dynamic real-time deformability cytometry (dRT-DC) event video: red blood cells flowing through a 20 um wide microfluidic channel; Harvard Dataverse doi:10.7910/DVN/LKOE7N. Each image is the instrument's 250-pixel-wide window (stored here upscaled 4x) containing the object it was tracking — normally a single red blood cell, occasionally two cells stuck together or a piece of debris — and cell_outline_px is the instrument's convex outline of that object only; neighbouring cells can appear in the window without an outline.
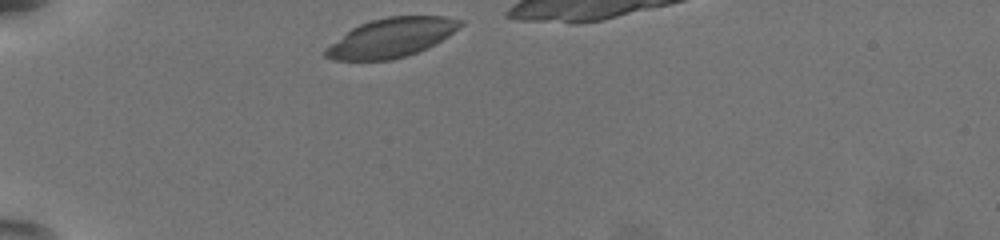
{"species": "common noctule bat (a hibernating species)", "species_latin": "Nyctalus noctula", "temperature_condition": "warm", "stored_images_in_passage": 35, "camera_frame_rate_fps": 3000, "um_per_image_px": 0.085, "animal": {"sex": "female", "body_mass_g": 19.5, "forearm_length_mm": 54.1}, "frame": {"image": 1, "passage_image": 1, "time_ms": 0.0, "image_size_px": [1000, 240], "cell_outline_px": [[464, 24], [448, 36], [416, 52], [392, 60], [332, 60], [324, 56], [324, 48], [352, 28], [360, 24], [372, 20], [388, 16], [444, 16], [464, 20]], "centroid_in_image_um": [33.24, 3.19], "position_along_channel_um": 51.8, "area_um2": 30.46}}
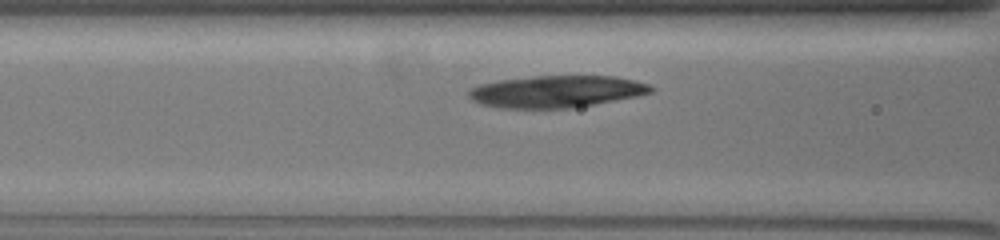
{"frame": {"image": 2, "passage_image": 9, "time_ms": 2.667, "image_size_px": [1000, 240], "cell_outline_px": [[656, 88], [652, 92], [636, 96], [572, 108], [500, 108], [480, 104], [472, 100], [468, 96], [468, 92], [472, 88], [480, 84], [500, 80], [532, 76], [616, 76], [648, 84]], "centroid_in_image_um": [47.28, 7.78], "position_along_channel_um": 119.3, "area_um2": 33.81}}
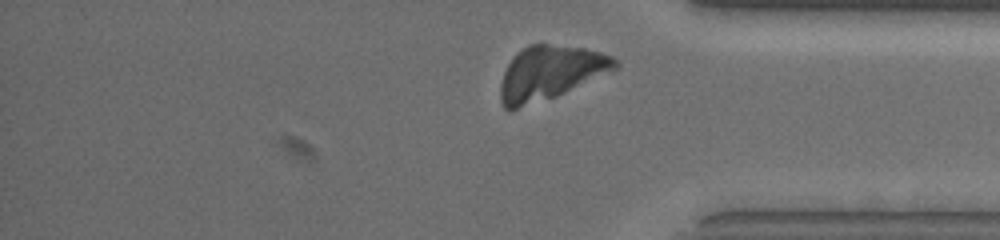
{"frame": {"image": 3, "passage_image": 31, "time_ms": 10.0, "image_size_px": [1000, 240], "cell_outline_px": [[620, 68], [556, 96], [508, 112], [504, 108], [500, 100], [500, 84], [504, 72], [508, 64], [516, 52], [528, 44], [548, 44], [584, 48], [600, 52], [612, 56], [620, 64]], "centroid_in_image_um": [46.76, 6.19], "position_along_channel_um": 388.4, "area_um2": 36.18}}